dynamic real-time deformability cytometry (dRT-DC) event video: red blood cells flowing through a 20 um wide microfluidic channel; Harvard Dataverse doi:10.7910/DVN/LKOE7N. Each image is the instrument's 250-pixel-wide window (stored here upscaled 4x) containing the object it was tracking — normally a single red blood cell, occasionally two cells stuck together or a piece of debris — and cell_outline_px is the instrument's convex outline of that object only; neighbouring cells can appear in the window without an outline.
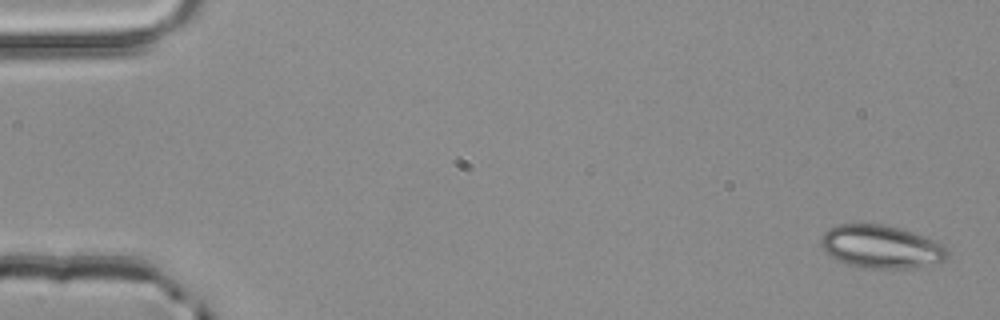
{"species": "common noctule bat (a hibernating species)", "species_latin": "Nyctalus noctula", "temperature_condition": "room temperature", "stored_images_in_passage": 5, "camera_frame_rate_fps": 3000, "um_per_image_px": 0.085, "animal": {"sex": "male", "body_mass_g": 20.4}, "frame": {"image": 1, "passage_image": 1, "time_ms": 0.0, "image_size_px": [1000, 320], "cell_outline_px": [[948, 256], [944, 260], [912, 268], [864, 268], [836, 260], [828, 256], [824, 252], [820, 244], [820, 240], [824, 232], [828, 228], [836, 224], [884, 224], [900, 228], [936, 240], [948, 252]], "centroid_in_image_um": [74.83, 20.96], "position_along_channel_um": 10.2, "area_um2": 31.73}}